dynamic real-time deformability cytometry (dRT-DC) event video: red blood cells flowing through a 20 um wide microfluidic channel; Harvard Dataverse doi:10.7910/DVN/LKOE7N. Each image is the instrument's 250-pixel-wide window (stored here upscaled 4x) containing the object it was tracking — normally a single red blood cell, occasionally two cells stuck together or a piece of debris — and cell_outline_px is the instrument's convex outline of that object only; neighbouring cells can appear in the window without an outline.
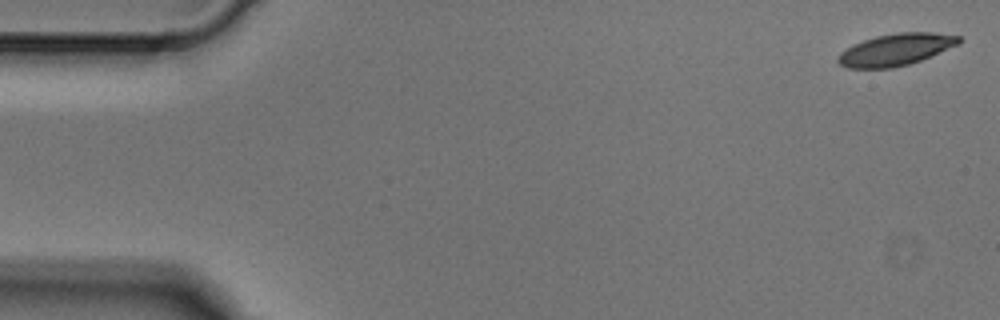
{"species": "Egyptian fruit bat (a non-hibernating species)", "species_latin": "Rousettus aegyptiacus", "temperature_condition": "cold", "stored_images_in_passage": 4, "camera_frame_rate_fps": 3000, "um_per_image_px": 0.085, "animal": {"sex": "male"}, "frame": {"image": 1, "passage_image": 1, "time_ms": 0.0, "image_size_px": [1000, 320], "cell_outline_px": [[960, 40], [956, 44], [920, 60], [908, 64], [892, 68], [848, 68], [840, 64], [836, 60], [840, 52], [864, 40], [876, 36], [900, 32], [932, 32], [960, 36]], "centroid_in_image_um": [76.09, 4.22], "position_along_channel_um": 8.9, "area_um2": 21.91}}
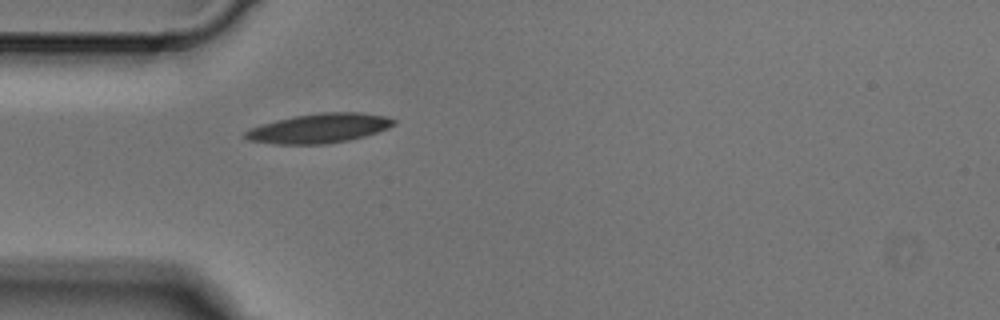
{"frame": {"image": 2, "passage_image": 4, "time_ms": 1.0, "image_size_px": [1000, 320], "cell_outline_px": [[396, 124], [388, 128], [364, 136], [348, 140], [324, 144], [272, 144], [248, 140], [244, 136], [244, 132], [252, 128], [276, 120], [292, 116], [320, 112], [360, 112], [384, 116], [396, 120]], "centroid_in_image_um": [27.13, 10.9], "position_along_channel_um": 57.9, "area_um2": 25.37}}